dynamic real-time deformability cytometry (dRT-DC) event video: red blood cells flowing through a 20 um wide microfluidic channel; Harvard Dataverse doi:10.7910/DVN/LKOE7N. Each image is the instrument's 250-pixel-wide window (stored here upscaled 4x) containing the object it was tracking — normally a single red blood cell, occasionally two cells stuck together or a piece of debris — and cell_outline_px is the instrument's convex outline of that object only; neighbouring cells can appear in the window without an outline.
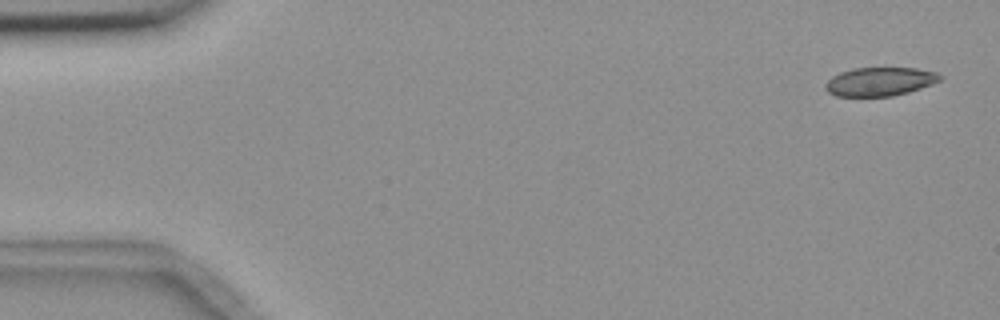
{"species": "common noctule bat (a hibernating species)", "species_latin": "Nyctalus noctula", "temperature_condition": "room temperature", "stored_images_in_passage": 9, "camera_frame_rate_fps": 3000, "um_per_image_px": 0.085, "animal": {"sex": "female", "body_mass_g": 18.4}, "frame": {"image": 1, "passage_image": 1, "time_ms": 0.0, "image_size_px": [1000, 320], "cell_outline_px": [[944, 76], [940, 80], [932, 84], [908, 92], [892, 96], [836, 96], [828, 92], [824, 88], [824, 84], [832, 76], [840, 72], [852, 68], [916, 68], [936, 72]], "centroid_in_image_um": [74.77, 6.93], "position_along_channel_um": 10.2, "area_um2": 19.19}}
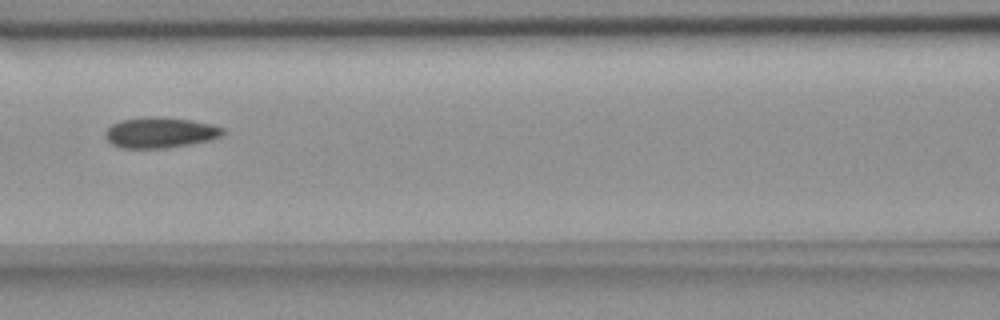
{"frame": {"image": 2, "passage_image": 7, "time_ms": 7.333, "image_size_px": [1000, 320], "cell_outline_px": [[228, 132], [212, 140], [164, 148], [120, 148], [112, 144], [108, 140], [104, 132], [112, 124], [120, 120], [148, 116], [164, 116], [192, 120], [212, 124], [224, 128]], "centroid_in_image_um": [13.64, 11.25], "position_along_channel_um": 153.0, "area_um2": 21.27}}
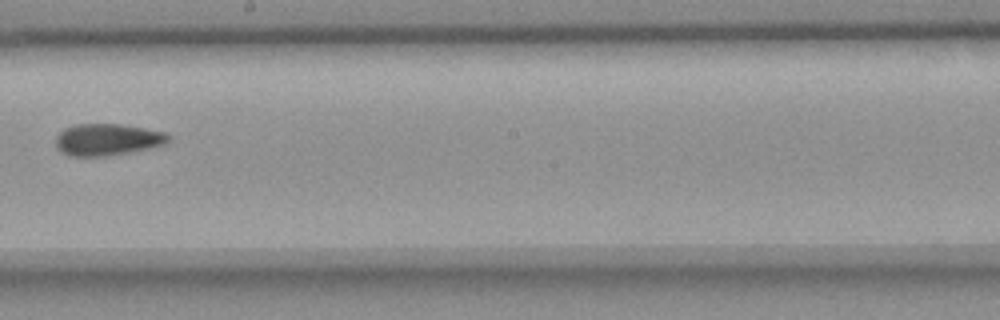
{"frame": {"image": 3, "passage_image": 9, "time_ms": 9.667, "image_size_px": [1000, 320], "cell_outline_px": [[172, 136], [164, 144], [148, 148], [128, 152], [104, 156], [68, 156], [60, 152], [56, 148], [56, 136], [64, 128], [76, 124], [120, 124], [144, 128], [164, 132]], "centroid_in_image_um": [9.08, 11.86], "position_along_channel_um": 239.1, "area_um2": 20.81}}